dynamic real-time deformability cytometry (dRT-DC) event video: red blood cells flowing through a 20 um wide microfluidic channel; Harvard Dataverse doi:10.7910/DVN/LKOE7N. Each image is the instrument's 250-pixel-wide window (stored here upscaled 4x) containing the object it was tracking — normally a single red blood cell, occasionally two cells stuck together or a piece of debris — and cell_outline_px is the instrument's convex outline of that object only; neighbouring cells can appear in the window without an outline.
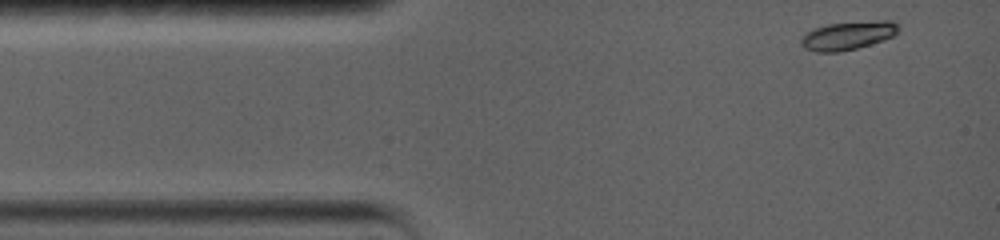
{"species": "common noctule bat (a hibernating species)", "species_latin": "Nyctalus noctula", "temperature_condition": "warm", "stored_images_in_passage": 58, "camera_frame_rate_fps": 5000, "um_per_image_px": 0.085, "animal": {"sex": "female", "body_mass_g": 19.0, "forearm_length_mm": 56.7}, "frame": {"image": 1, "passage_image": 1, "time_ms": 0.0, "image_size_px": [1000, 240], "cell_outline_px": [[900, 28], [892, 36], [884, 40], [856, 48], [840, 52], [816, 52], [804, 48], [800, 44], [800, 40], [808, 32], [816, 28], [828, 24], [884, 20], [888, 20], [896, 24]], "centroid_in_image_um": [72.06, 3.03], "position_along_channel_um": 12.9, "area_um2": 15.84}}
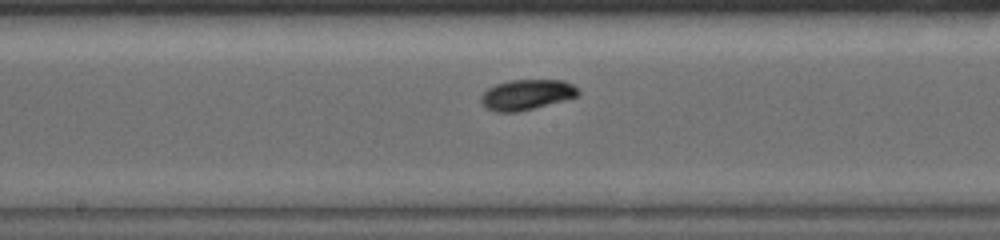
{"frame": {"image": 2, "passage_image": 25, "time_ms": 7.0, "image_size_px": [1000, 240], "cell_outline_px": [[580, 92], [576, 96], [564, 100], [516, 112], [496, 112], [484, 108], [480, 100], [480, 96], [488, 88], [496, 84], [508, 80], [564, 80], [572, 84]], "centroid_in_image_um": [44.71, 8.04], "position_along_channel_um": 203.5, "area_um2": 17.11}}
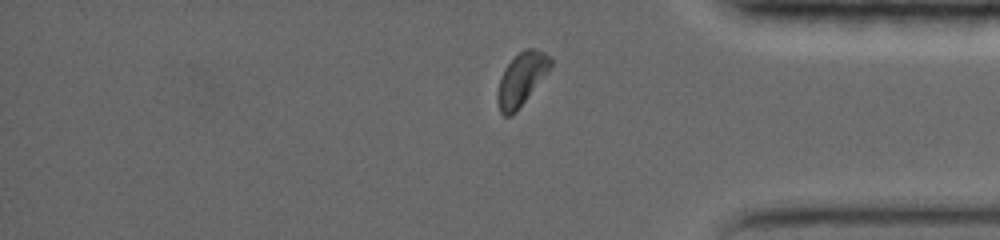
{"frame": {"image": 3, "passage_image": 50, "time_ms": 12.6, "image_size_px": [1000, 240], "cell_outline_px": [[552, 64], [548, 72], [516, 112], [512, 116], [504, 116], [500, 112], [496, 100], [496, 92], [500, 76], [504, 68], [524, 48], [532, 48], [544, 52], [552, 60]], "centroid_in_image_um": [44.29, 6.75], "position_along_channel_um": 390.9, "area_um2": 16.36}, "authors_computed_cell_mechanics": {"area_um2": 16.4152, "velocity_mm_per_s": 3.5524, "shape_relaxation_time_tau1_ms": 3.8808, "shape_relaxation_time_tau2_ms": null, "deformation_change_tau1": 0.1278, "deformation_change_tau2": null}}